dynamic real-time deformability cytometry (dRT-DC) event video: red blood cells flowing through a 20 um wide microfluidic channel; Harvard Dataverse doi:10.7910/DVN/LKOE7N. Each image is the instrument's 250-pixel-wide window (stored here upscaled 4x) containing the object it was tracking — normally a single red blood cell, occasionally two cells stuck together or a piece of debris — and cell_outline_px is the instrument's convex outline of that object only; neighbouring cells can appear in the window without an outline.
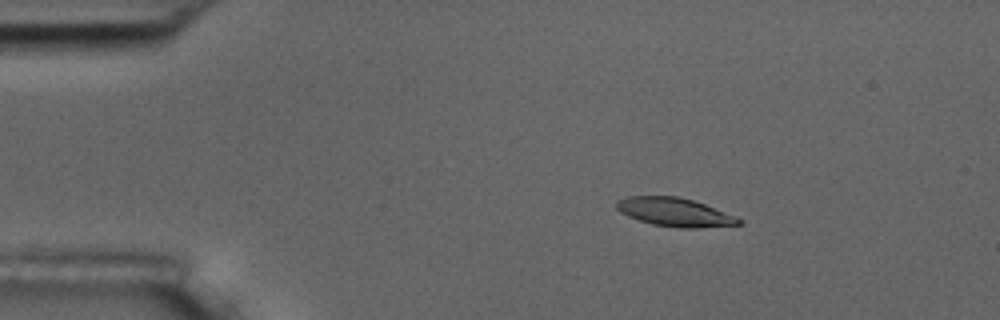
{"species": "common noctule bat (a hibernating species)", "species_latin": "Nyctalus noctula", "temperature_condition": "room temperature", "stored_images_in_passage": 54, "camera_frame_rate_fps": 3000, "um_per_image_px": 0.085, "animal": {"sex": "male", "body_mass_g": 17.5, "forearm_length_mm": 52.3}, "frame": {"image": 1, "passage_image": 9, "time_ms": 2.667, "image_size_px": [1000, 320], "cell_outline_px": [[744, 224], [696, 228], [680, 228], [652, 224], [628, 216], [620, 212], [616, 208], [616, 200], [628, 196], [676, 196], [692, 200], [704, 204], [736, 216], [744, 220]], "centroid_in_image_um": [57.37, 18.03], "position_along_channel_um": 27.6, "area_um2": 20.35}}
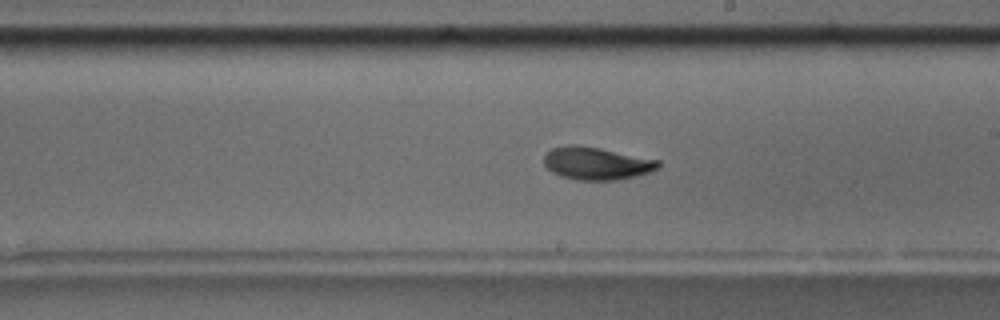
{"frame": {"image": 2, "passage_image": 31, "time_ms": 10.0, "image_size_px": [1000, 320], "cell_outline_px": [[660, 168], [636, 176], [616, 180], [576, 180], [560, 176], [552, 172], [544, 164], [544, 156], [552, 148], [568, 144], [580, 144], [660, 160]], "centroid_in_image_um": [50.7, 13.88], "position_along_channel_um": 238.3, "area_um2": 21.91}}
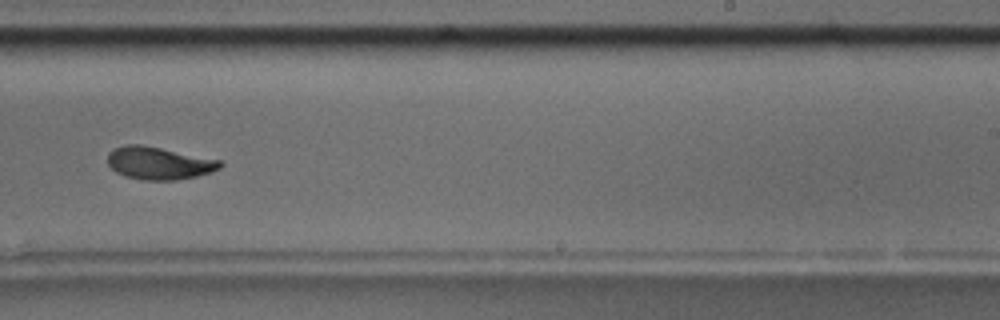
{"frame": {"image": 3, "passage_image": 34, "time_ms": 11.0, "image_size_px": [1000, 320], "cell_outline_px": [[224, 164], [220, 168], [212, 172], [196, 176], [176, 180], [144, 180], [124, 176], [116, 172], [108, 164], [108, 152], [124, 144], [140, 144], [220, 160]], "centroid_in_image_um": [13.5, 13.87], "position_along_channel_um": 275.5, "area_um2": 21.27}, "authors_computed_cell_mechanics": {"area_um2": 21.1837, "velocity_mm_per_s": 3.7217, "shape_relaxation_time_tau1_ms": 2.7753, "shape_relaxation_time_tau2_ms": 2.3907, "deformation_change_tau1": 0.1539, "deformation_change_tau2": 0.0793}}